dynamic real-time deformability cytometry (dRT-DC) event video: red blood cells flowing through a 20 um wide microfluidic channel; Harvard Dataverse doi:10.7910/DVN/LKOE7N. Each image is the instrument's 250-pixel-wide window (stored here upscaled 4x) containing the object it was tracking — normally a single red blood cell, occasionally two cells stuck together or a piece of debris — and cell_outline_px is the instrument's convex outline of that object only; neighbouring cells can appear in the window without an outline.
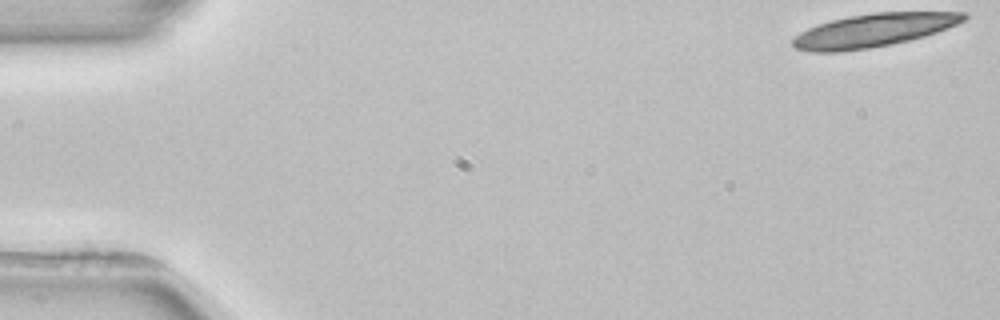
{"species": "common noctule bat (a hibernating species)", "species_latin": "Nyctalus noctula", "temperature_condition": "room temperature", "stored_images_in_passage": 4, "camera_frame_rate_fps": 3000, "um_per_image_px": 0.085, "animal": {"sex": "female", "body_mass_g": 22.7, "forearm_length_mm": 54.2}, "frame": {"image": 1, "passage_image": 1, "time_ms": 0.0, "image_size_px": [1000, 320], "cell_outline_px": [[968, 16], [964, 20], [956, 24], [936, 32], [924, 36], [892, 44], [868, 48], [840, 52], [812, 52], [796, 48], [792, 44], [792, 40], [800, 32], [808, 28], [832, 20], [848, 16], [872, 12], [968, 12]], "centroid_in_image_um": [74.25, 2.57], "position_along_channel_um": 10.8, "area_um2": 32.95}}